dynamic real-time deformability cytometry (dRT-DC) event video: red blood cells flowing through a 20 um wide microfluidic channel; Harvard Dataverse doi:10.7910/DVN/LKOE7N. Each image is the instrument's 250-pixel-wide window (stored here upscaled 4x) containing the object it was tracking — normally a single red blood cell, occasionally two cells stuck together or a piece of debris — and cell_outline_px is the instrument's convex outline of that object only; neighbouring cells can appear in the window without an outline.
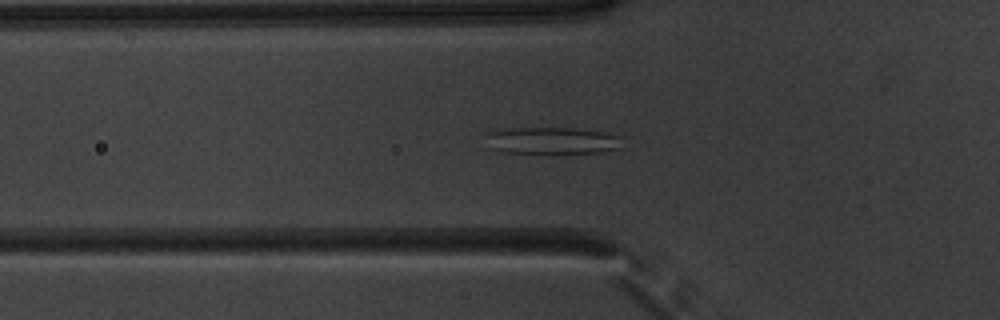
{"species": "common noctule bat (a hibernating species)", "species_latin": "Nyctalus noctula", "temperature_condition": "warm", "stored_images_in_passage": 50, "segment_of_instrument_passage": [1, 2], "camera_frame_rate_fps": 3000, "um_per_image_px": 0.085, "animal": {"sex": "male", "body_mass_g": 20.1, "forearm_length_mm": 53.5}, "frame": {"image": 1, "passage_image": 15, "time_ms": 4.667, "image_size_px": [1000, 320], "cell_outline_px": [[624, 148], [600, 152], [504, 152], [488, 148], [484, 136], [488, 132], [504, 128], [576, 128], [624, 136]], "centroid_in_image_um": [46.95, 11.94], "position_along_channel_um": 78.9, "area_um2": 21.62}}
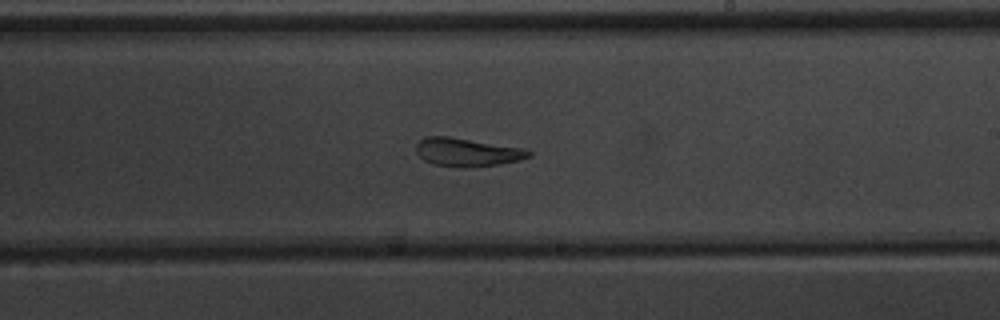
{"frame": {"image": 2, "passage_image": 28, "time_ms": 9.0, "image_size_px": [1000, 320], "cell_outline_px": [[532, 156], [520, 160], [500, 164], [464, 168], [436, 164], [424, 160], [416, 152], [416, 144], [424, 136], [448, 136], [524, 148], [532, 152]], "centroid_in_image_um": [39.72, 12.93], "position_along_channel_um": 249.3, "area_um2": 18.61}}
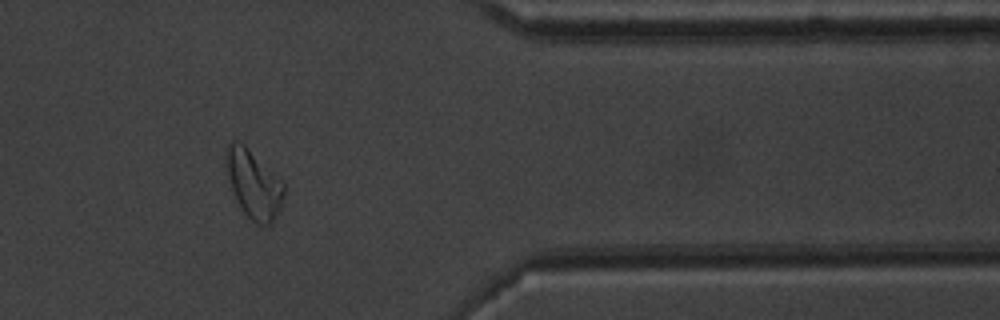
{"frame": {"image": 3, "passage_image": 40, "time_ms": 13.0, "image_size_px": [1000, 320], "cell_outline_px": [[284, 192], [280, 208], [272, 224], [256, 224], [244, 212], [236, 200], [224, 164], [228, 144], [232, 140], [236, 140], [244, 144], [284, 184]], "centroid_in_image_um": [21.53, 15.65], "position_along_channel_um": 389.9, "area_um2": 22.54}}